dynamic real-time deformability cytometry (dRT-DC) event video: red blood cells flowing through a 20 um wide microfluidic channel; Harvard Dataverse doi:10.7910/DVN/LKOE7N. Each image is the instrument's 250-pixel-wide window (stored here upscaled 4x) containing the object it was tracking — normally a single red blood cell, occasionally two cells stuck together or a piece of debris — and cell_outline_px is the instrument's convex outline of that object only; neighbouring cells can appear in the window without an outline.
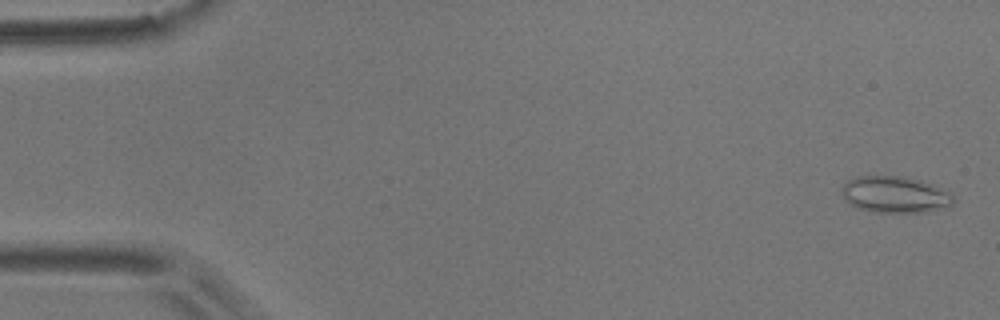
{"species": "common noctule bat (a hibernating species)", "species_latin": "Nyctalus noctula", "temperature_condition": "room temperature", "stored_images_in_passage": 7, "camera_frame_rate_fps": 3000, "um_per_image_px": 0.085, "animal": {"sex": "male", "body_mass_g": 17.9}, "frame": {"image": 1, "passage_image": 1, "time_ms": 0.0, "image_size_px": [1000, 320], "cell_outline_px": [[956, 196], [952, 204], [928, 212], [876, 212], [856, 208], [844, 196], [844, 184], [848, 180], [856, 176], [900, 176], [920, 180], [948, 192]], "centroid_in_image_um": [76.09, 16.54], "position_along_channel_um": 8.9, "area_um2": 23.29}}
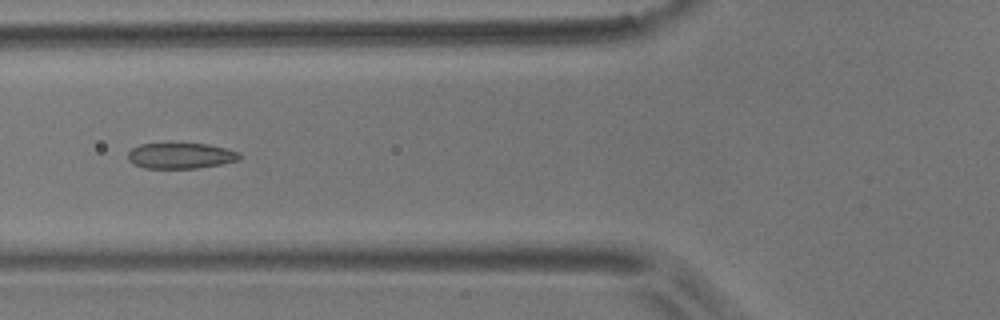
{"frame": {"image": 2, "passage_image": 6, "time_ms": 6.667, "image_size_px": [1000, 320], "cell_outline_px": [[240, 160], [220, 164], [196, 168], [144, 168], [132, 164], [128, 160], [128, 152], [132, 148], [140, 144], [208, 144], [228, 148], [240, 152]], "centroid_in_image_um": [15.36, 13.24], "position_along_channel_um": 110.4, "area_um2": 16.76}}
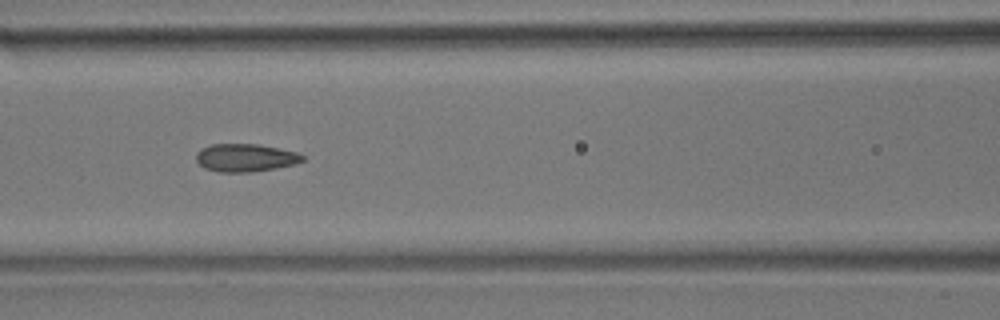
{"frame": {"image": 3, "passage_image": 7, "time_ms": 7.667, "image_size_px": [1000, 320], "cell_outline_px": [[304, 160], [296, 164], [276, 168], [252, 172], [220, 172], [204, 168], [196, 160], [196, 152], [200, 148], [212, 144], [260, 144], [280, 148], [296, 152], [304, 156]], "centroid_in_image_um": [20.86, 13.4], "position_along_channel_um": 145.7, "area_um2": 17.46}}